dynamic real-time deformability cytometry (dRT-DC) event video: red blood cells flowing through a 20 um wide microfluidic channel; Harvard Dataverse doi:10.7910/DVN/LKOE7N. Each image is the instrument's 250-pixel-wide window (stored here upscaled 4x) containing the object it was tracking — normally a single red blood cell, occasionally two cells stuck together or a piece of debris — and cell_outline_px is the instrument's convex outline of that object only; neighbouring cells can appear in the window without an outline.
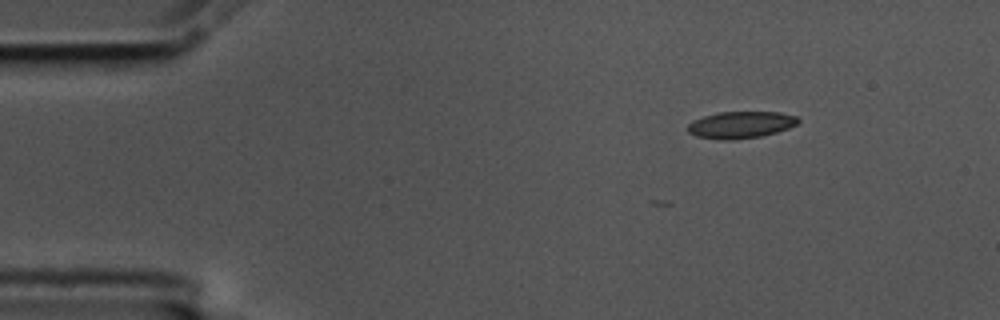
{"species": "common noctule bat (a hibernating species)", "species_latin": "Nyctalus noctula", "temperature_condition": "cold", "stored_images_in_passage": 4, "camera_frame_rate_fps": 3000, "um_per_image_px": 0.085, "animal": {"sex": "male", "body_mass_g": 17.5, "forearm_length_mm": 52.3}, "frame": {"image": 1, "passage_image": 1, "time_ms": 0.0, "image_size_px": [1000, 320], "cell_outline_px": [[800, 120], [796, 124], [788, 128], [776, 132], [760, 136], [732, 140], [720, 140], [696, 136], [688, 132], [688, 124], [692, 120], [704, 116], [720, 112], [780, 112], [796, 116]], "centroid_in_image_um": [62.94, 10.61], "position_along_channel_um": 22.1, "area_um2": 17.22}}